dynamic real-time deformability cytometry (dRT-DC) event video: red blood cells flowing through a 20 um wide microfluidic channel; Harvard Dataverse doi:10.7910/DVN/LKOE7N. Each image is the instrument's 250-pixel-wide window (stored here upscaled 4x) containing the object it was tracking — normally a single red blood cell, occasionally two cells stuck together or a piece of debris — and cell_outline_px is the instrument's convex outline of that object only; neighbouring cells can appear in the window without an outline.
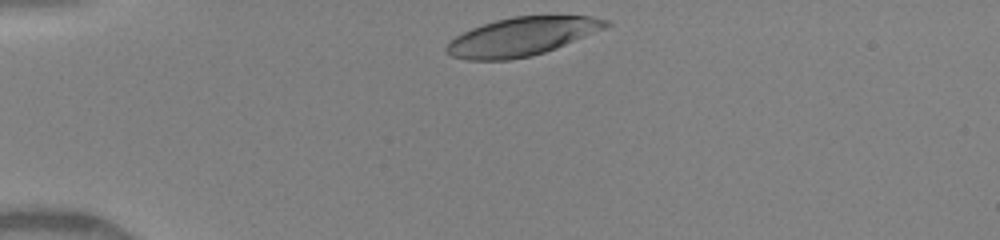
{"species": "human", "species_latin": "Homo sapiens", "temperature_condition": "warm", "stored_images_in_passage": 21, "camera_frame_rate_fps": 3000, "um_per_image_px": 0.085, "donor": {"sex": "female"}, "frame": {"image": 1, "passage_image": 1, "time_ms": 0.0, "image_size_px": [1000, 240], "cell_outline_px": [[612, 24], [604, 28], [556, 48], [544, 52], [528, 56], [508, 60], [468, 60], [452, 56], [444, 48], [456, 36], [472, 28], [496, 20], [512, 16], [588, 16], [608, 20]], "centroid_in_image_um": [44.34, 3.11], "position_along_channel_um": 40.7, "area_um2": 35.08}}
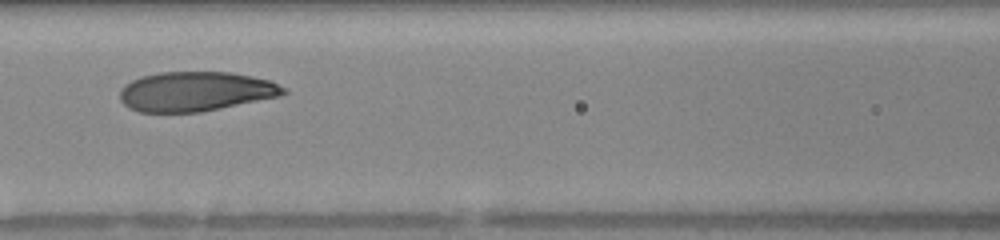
{"frame": {"image": 2, "passage_image": 15, "time_ms": 3.667, "image_size_px": [1000, 240], "cell_outline_px": [[288, 92], [280, 96], [200, 112], [140, 112], [128, 108], [120, 100], [120, 88], [124, 84], [140, 76], [160, 72], [232, 72], [272, 80], [288, 88]], "centroid_in_image_um": [16.64, 7.76], "position_along_channel_um": 150.0, "area_um2": 38.09}}
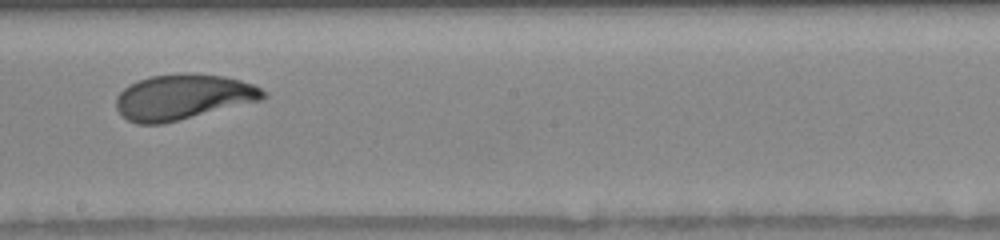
{"frame": {"image": 3, "passage_image": 19, "time_ms": 5.667, "image_size_px": [1000, 240], "cell_outline_px": [[268, 96], [260, 100], [160, 124], [136, 124], [128, 120], [116, 108], [116, 96], [124, 88], [136, 80], [152, 76], [184, 72], [196, 72], [224, 76], [240, 80], [252, 84], [268, 92]], "centroid_in_image_um": [15.54, 8.21], "position_along_channel_um": 232.7, "area_um2": 38.78}}